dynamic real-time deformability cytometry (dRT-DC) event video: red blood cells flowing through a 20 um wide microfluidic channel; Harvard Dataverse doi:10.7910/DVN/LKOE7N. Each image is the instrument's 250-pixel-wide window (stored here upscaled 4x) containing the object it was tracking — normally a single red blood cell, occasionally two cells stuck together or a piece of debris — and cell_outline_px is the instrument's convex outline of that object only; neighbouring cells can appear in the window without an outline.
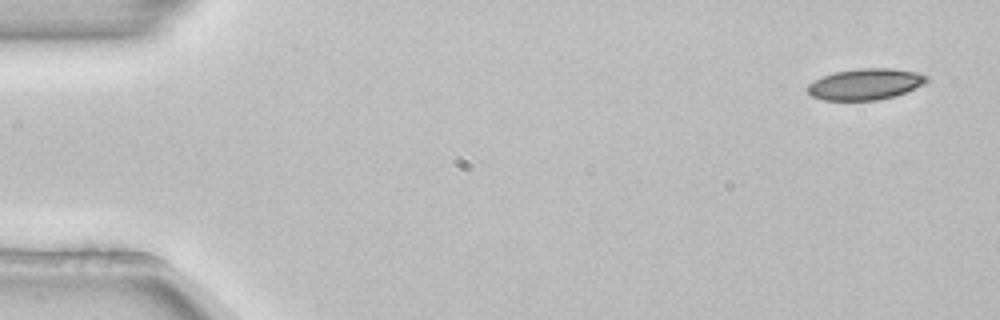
{"species": "common noctule bat (a hibernating species)", "species_latin": "Nyctalus noctula", "temperature_condition": "room temperature", "stored_images_in_passage": 4, "camera_frame_rate_fps": 3000, "um_per_image_px": 0.085, "animal": {"sex": "female", "body_mass_g": 22.7, "forearm_length_mm": 54.2}, "frame": {"image": 1, "passage_image": 1, "time_ms": 0.0, "image_size_px": [1000, 320], "cell_outline_px": [[928, 80], [924, 84], [904, 92], [892, 96], [876, 100], [824, 100], [812, 96], [808, 92], [808, 84], [824, 76], [836, 72], [860, 68], [888, 68], [916, 72], [928, 76]], "centroid_in_image_um": [73.56, 7.15], "position_along_channel_um": 11.4, "area_um2": 21.21}}
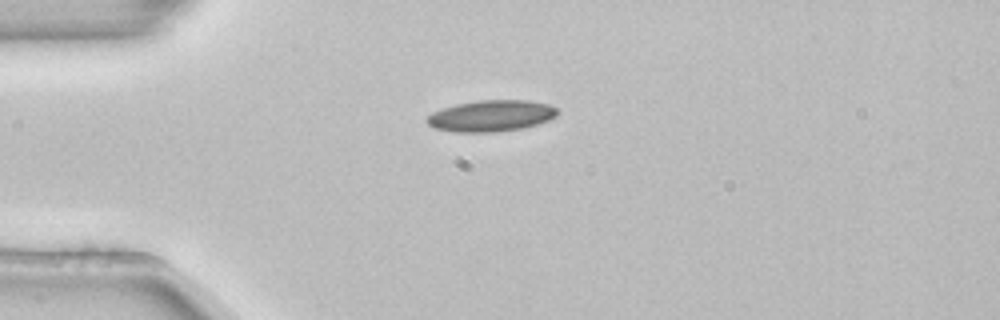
{"frame": {"image": 2, "passage_image": 4, "time_ms": 1.0, "image_size_px": [1000, 320], "cell_outline_px": [[560, 112], [556, 116], [548, 120], [524, 128], [496, 132], [452, 132], [432, 128], [424, 120], [432, 112], [456, 104], [480, 100], [528, 100], [548, 104], [556, 108]], "centroid_in_image_um": [41.73, 9.85], "position_along_channel_um": 43.3, "area_um2": 23.99}}